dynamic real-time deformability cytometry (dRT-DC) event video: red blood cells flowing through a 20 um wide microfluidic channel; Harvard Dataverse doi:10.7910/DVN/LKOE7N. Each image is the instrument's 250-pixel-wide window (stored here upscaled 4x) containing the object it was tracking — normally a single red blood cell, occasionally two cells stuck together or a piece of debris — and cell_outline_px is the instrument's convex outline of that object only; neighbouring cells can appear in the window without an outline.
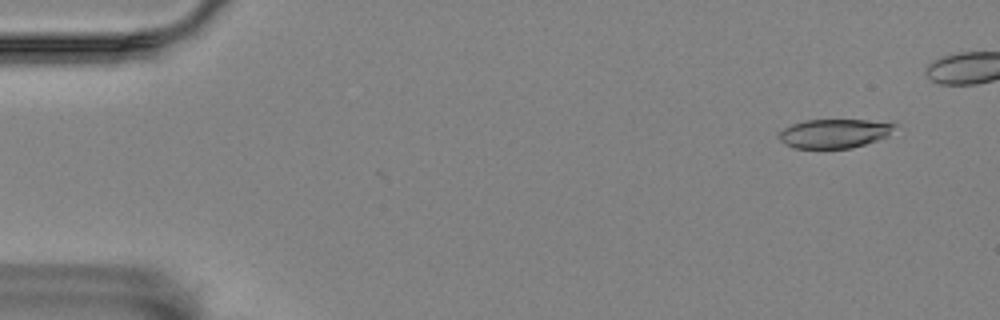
{"species": "Egyptian fruit bat (a non-hibernating species)", "species_latin": "Rousettus aegyptiacus", "temperature_condition": "room temperature", "stored_images_in_passage": 25, "camera_frame_rate_fps": 3000, "um_per_image_px": 0.085, "animal": {"sex": "female"}, "frame": {"image": 1, "passage_image": 3, "time_ms": 0.667, "image_size_px": [1000, 320], "cell_outline_px": [[896, 124], [888, 136], [852, 148], [796, 148], [780, 140], [776, 136], [776, 132], [792, 124], [804, 120], [864, 120]], "centroid_in_image_um": [70.85, 11.34], "position_along_channel_um": 14.1, "area_um2": 19.36}}
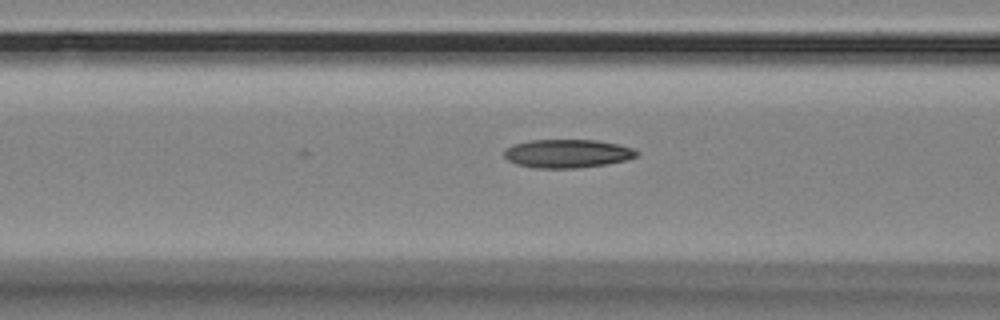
{"frame": {"image": 2, "passage_image": 21, "time_ms": 6.667, "image_size_px": [1000, 320], "cell_outline_px": [[640, 152], [636, 156], [624, 160], [604, 164], [576, 168], [536, 168], [516, 164], [508, 160], [504, 156], [504, 148], [512, 144], [528, 140], [596, 140], [616, 144], [632, 148]], "centroid_in_image_um": [48.16, 13.04], "position_along_channel_um": 118.4, "area_um2": 21.91}}
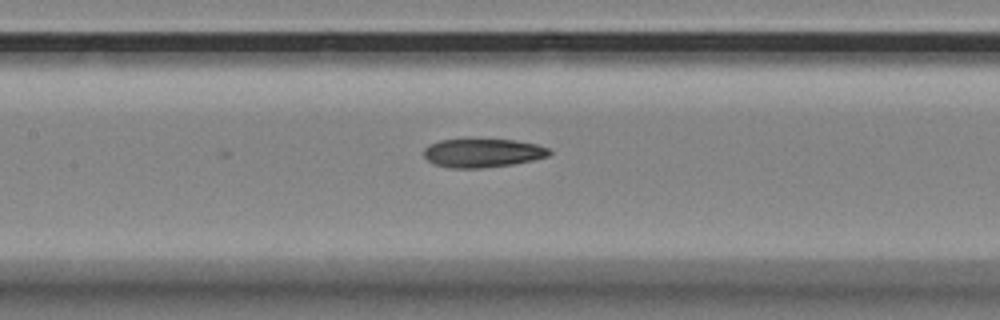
{"frame": {"image": 3, "passage_image": 25, "time_ms": 8.0, "image_size_px": [1000, 320], "cell_outline_px": [[552, 152], [548, 156], [532, 160], [512, 164], [480, 168], [452, 168], [432, 164], [424, 156], [424, 148], [428, 144], [440, 140], [460, 136], [468, 136], [516, 140], [536, 144], [548, 148]], "centroid_in_image_um": [40.95, 12.94], "position_along_channel_um": 166.4, "area_um2": 22.02}}